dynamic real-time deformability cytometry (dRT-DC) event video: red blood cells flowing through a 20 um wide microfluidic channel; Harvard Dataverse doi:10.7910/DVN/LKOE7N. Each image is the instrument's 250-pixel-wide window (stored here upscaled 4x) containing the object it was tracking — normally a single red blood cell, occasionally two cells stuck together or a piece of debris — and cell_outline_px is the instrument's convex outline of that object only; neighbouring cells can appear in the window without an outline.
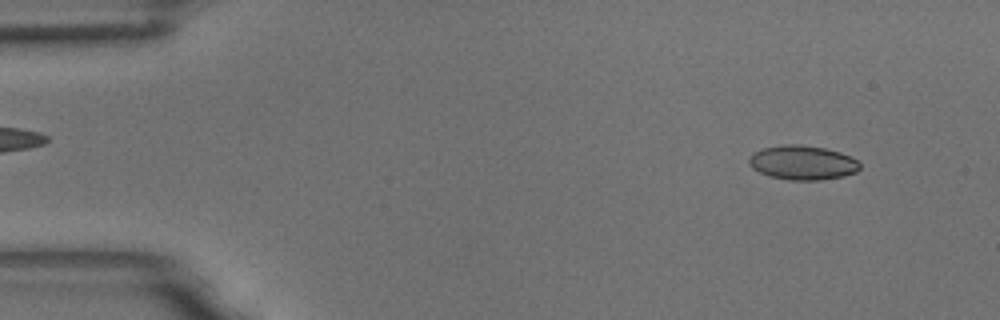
{"species": "common noctule bat (a hibernating species)", "species_latin": "Nyctalus noctula", "temperature_condition": "room temperature", "stored_images_in_passage": 6, "camera_frame_rate_fps": 3000, "um_per_image_px": 0.085, "animal": {"sex": "male", "body_mass_g": 18.8}, "frame": {"image": 1, "passage_image": 1, "time_ms": 0.0, "image_size_px": [1000, 320], "cell_outline_px": [[860, 168], [856, 172], [840, 176], [820, 180], [788, 180], [768, 176], [752, 168], [748, 160], [752, 152], [764, 148], [784, 144], [796, 144], [824, 148], [840, 152], [856, 160], [860, 164]], "centroid_in_image_um": [68.18, 13.82], "position_along_channel_um": 16.8, "area_um2": 22.02}}
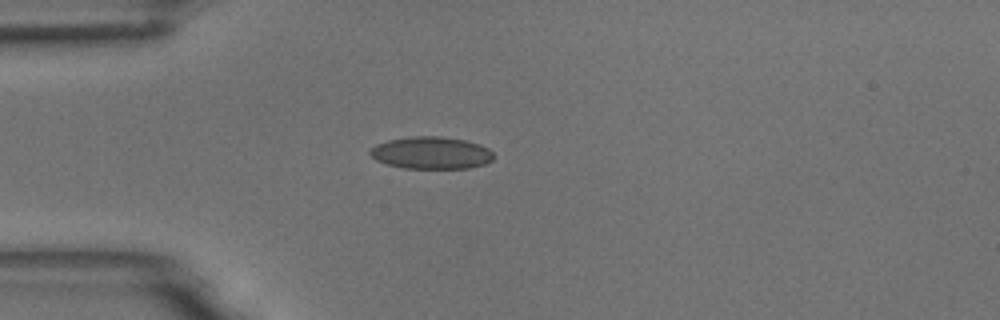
{"frame": {"image": 2, "passage_image": 4, "time_ms": 1.0, "image_size_px": [1000, 320], "cell_outline_px": [[492, 160], [484, 164], [468, 168], [404, 168], [388, 164], [376, 160], [368, 152], [376, 144], [388, 140], [412, 136], [440, 136], [464, 140], [480, 144], [488, 148], [492, 152]], "centroid_in_image_um": [36.65, 12.99], "position_along_channel_um": 48.4, "area_um2": 23.06}}